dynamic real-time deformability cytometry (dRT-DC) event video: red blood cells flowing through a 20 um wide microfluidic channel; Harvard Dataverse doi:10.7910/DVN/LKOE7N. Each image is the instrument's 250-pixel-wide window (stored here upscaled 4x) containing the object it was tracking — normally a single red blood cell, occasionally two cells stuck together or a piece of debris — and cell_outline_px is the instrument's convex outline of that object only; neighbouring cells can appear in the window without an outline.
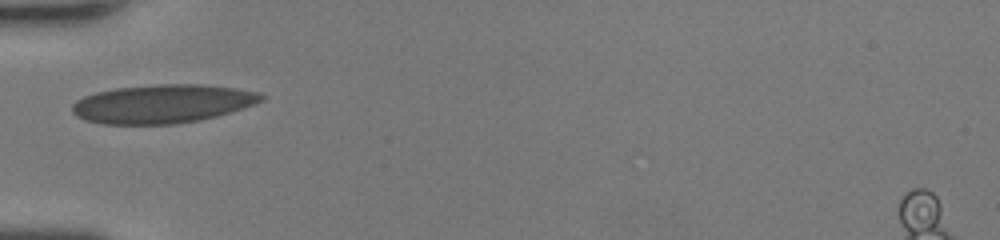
{"species": "human", "species_latin": "Homo sapiens", "temperature_condition": "room temperature", "stored_images_in_passage": 32, "camera_frame_rate_fps": 3000, "um_per_image_px": 0.085, "donor": {"sex": "female"}, "frame": {"image": 1, "passage_image": 1, "time_ms": 0.0, "image_size_px": [1000, 240], "cell_outline_px": [[264, 100], [256, 104], [216, 116], [200, 120], [176, 124], [104, 124], [84, 120], [76, 116], [72, 112], [72, 104], [76, 100], [84, 96], [96, 92], [116, 88], [160, 84], [200, 84], [236, 88], [260, 92], [264, 96]], "centroid_in_image_um": [13.81, 8.82], "position_along_channel_um": 71.2, "area_um2": 42.66}}
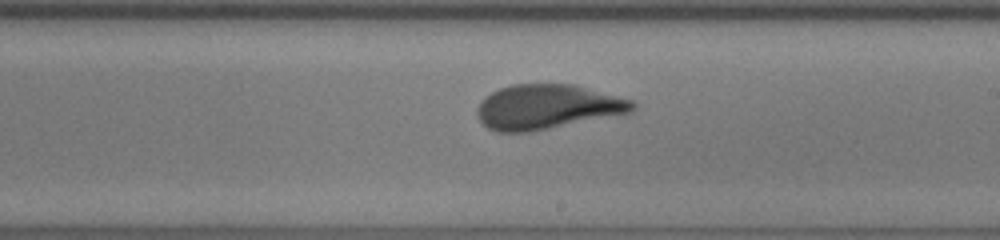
{"frame": {"image": 2, "passage_image": 13, "time_ms": 4.0, "image_size_px": [1000, 240], "cell_outline_px": [[636, 108], [632, 112], [528, 132], [496, 132], [488, 128], [476, 116], [476, 108], [480, 100], [492, 92], [500, 88], [512, 84], [572, 84], [632, 100], [636, 104]], "centroid_in_image_um": [46.47, 9.08], "position_along_channel_um": 242.5, "area_um2": 40.23}}
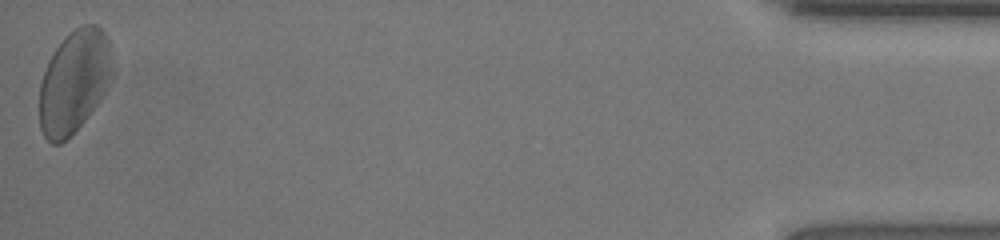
{"frame": {"image": 3, "passage_image": 32, "time_ms": 10.333, "image_size_px": [1000, 240], "cell_outline_px": [[112, 76], [100, 100], [88, 116], [60, 144], [52, 144], [44, 136], [40, 128], [40, 84], [48, 60], [56, 48], [76, 28], [84, 24], [96, 24], [108, 36], [112, 72]], "centroid_in_image_um": [6.3, 6.93], "position_along_channel_um": 428.9, "area_um2": 43.0}, "authors_computed_cell_mechanics": {"area_um2": 40.3444, "velocity_mm_per_s": 4.324, "shape_relaxation_time_tau1_ms": 3.6875, "shape_relaxation_time_tau2_ms": null, "deformation_change_tau1": 0.1576, "deformation_change_tau2": null}}